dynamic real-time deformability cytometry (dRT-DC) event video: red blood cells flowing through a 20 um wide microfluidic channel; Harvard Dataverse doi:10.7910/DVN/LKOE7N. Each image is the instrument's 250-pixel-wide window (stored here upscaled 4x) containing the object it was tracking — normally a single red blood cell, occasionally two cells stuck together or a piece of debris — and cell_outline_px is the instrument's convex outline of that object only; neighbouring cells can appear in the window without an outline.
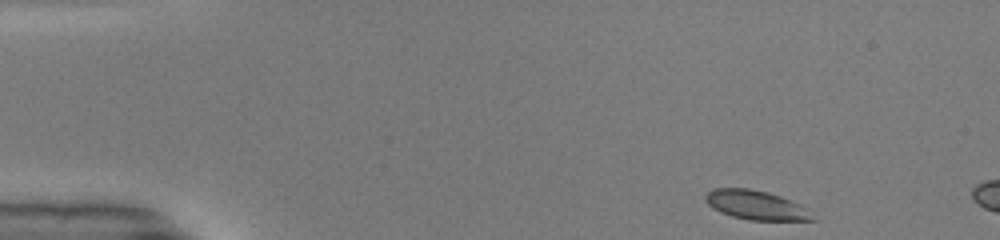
{"species": "common noctule bat (a hibernating species)", "species_latin": "Nyctalus noctula", "temperature_condition": "warm", "stored_images_in_passage": 5, "camera_frame_rate_fps": 3000, "um_per_image_px": 0.085, "animal": {"sex": "male", "body_mass_g": 19.0, "forearm_length_mm": 50.8}, "frame": {"image": 1, "passage_image": 1, "time_ms": 0.0, "image_size_px": [1000, 240], "cell_outline_px": [[816, 220], [748, 220], [732, 216], [720, 212], [712, 208], [704, 200], [704, 196], [712, 188], [748, 188], [768, 192], [780, 196], [800, 204], [808, 208]], "centroid_in_image_um": [64.24, 17.43], "position_along_channel_um": 20.8, "area_um2": 18.32}}